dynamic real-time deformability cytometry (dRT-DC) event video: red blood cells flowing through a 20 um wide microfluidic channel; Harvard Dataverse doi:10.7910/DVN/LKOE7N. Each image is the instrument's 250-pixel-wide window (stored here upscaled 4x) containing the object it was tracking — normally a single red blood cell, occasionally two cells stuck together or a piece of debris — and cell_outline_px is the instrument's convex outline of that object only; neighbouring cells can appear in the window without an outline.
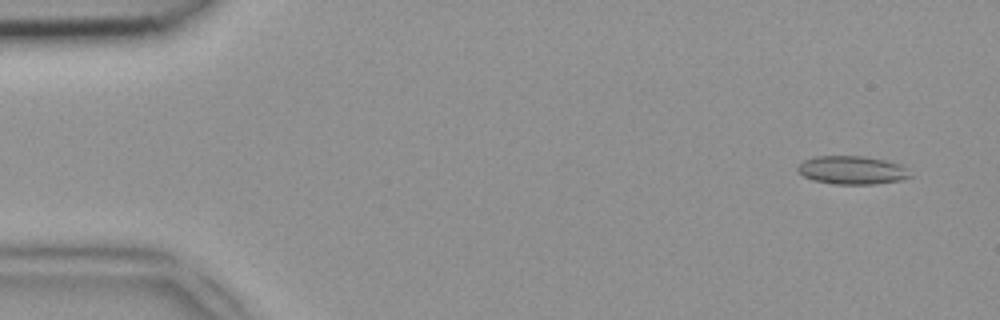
{"species": "common noctule bat (a hibernating species)", "species_latin": "Nyctalus noctula", "temperature_condition": "room temperature", "stored_images_in_passage": 49, "segment_of_instrument_passage": [1, 2], "camera_frame_rate_fps": 3000, "um_per_image_px": 0.085, "animal": {"sex": "female", "body_mass_g": 18.4}, "frame": {"image": 1, "passage_image": 3, "time_ms": 0.667, "image_size_px": [1000, 320], "cell_outline_px": [[912, 176], [900, 180], [872, 184], [832, 184], [812, 180], [804, 176], [796, 168], [804, 160], [816, 156], [864, 156], [884, 160], [900, 164]], "centroid_in_image_um": [72.39, 14.46], "position_along_channel_um": 12.6, "area_um2": 18.38}}
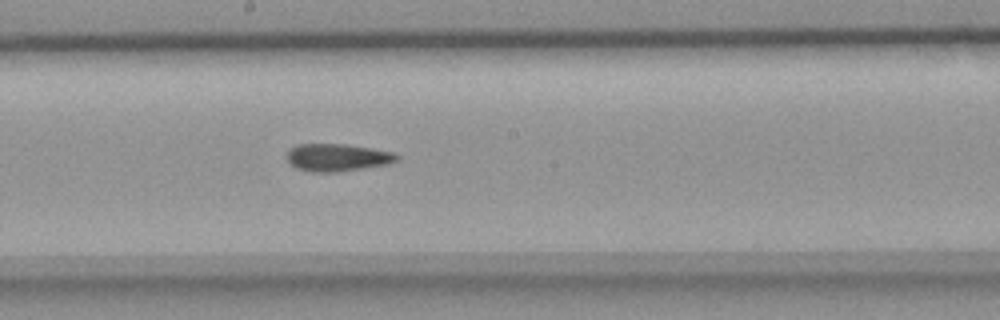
{"frame": {"image": 2, "passage_image": 26, "time_ms": 8.333, "image_size_px": [1000, 320], "cell_outline_px": [[400, 160], [388, 164], [336, 172], [312, 172], [296, 168], [288, 160], [288, 152], [296, 144], [344, 144], [372, 148], [392, 152], [400, 156]], "centroid_in_image_um": [28.71, 13.38], "position_along_channel_um": 219.5, "area_um2": 17.51}}
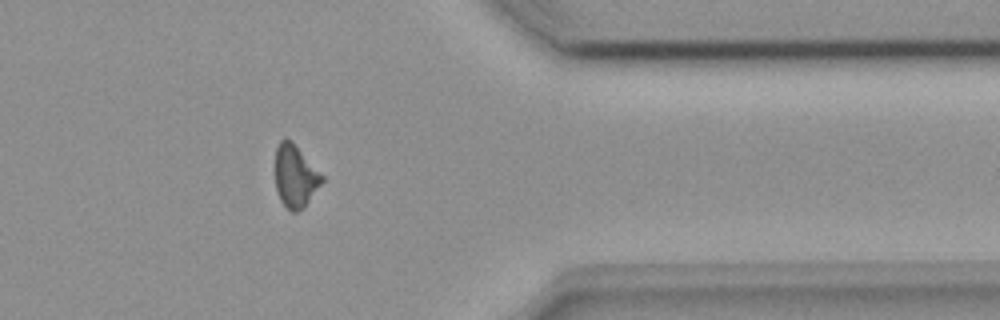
{"frame": {"image": 3, "passage_image": 39, "time_ms": 12.667, "image_size_px": [1000, 320], "cell_outline_px": [[324, 180], [308, 200], [296, 212], [292, 212], [280, 200], [276, 188], [276, 148], [280, 140], [284, 136], [292, 140], [324, 176]], "centroid_in_image_um": [25.09, 14.9], "position_along_channel_um": 386.3, "area_um2": 16.76}}